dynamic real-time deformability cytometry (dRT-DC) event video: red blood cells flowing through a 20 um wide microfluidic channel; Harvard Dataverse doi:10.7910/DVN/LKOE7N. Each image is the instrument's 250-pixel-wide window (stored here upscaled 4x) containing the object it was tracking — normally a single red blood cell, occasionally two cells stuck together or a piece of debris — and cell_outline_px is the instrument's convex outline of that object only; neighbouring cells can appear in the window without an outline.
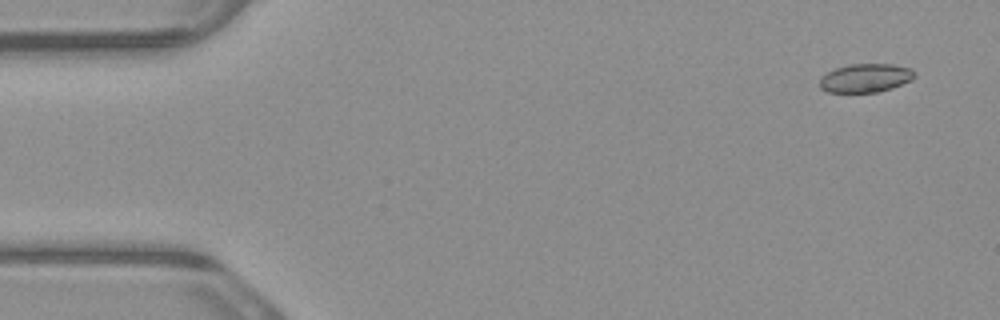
{"species": "common noctule bat (a hibernating species)", "species_latin": "Nyctalus noctula", "temperature_condition": "warm", "stored_images_in_passage": 4, "camera_frame_rate_fps": 3000, "um_per_image_px": 0.085, "animal": {"sex": "male", "body_mass_g": 23.1, "forearm_length_mm": 52.7}, "frame": {"image": 1, "passage_image": 1, "time_ms": 0.0, "image_size_px": [1000, 320], "cell_outline_px": [[916, 76], [912, 80], [892, 88], [876, 92], [828, 92], [820, 88], [820, 76], [836, 68], [848, 64], [892, 64], [912, 68], [916, 72]], "centroid_in_image_um": [73.6, 6.62], "position_along_channel_um": 11.4, "area_um2": 15.95}}
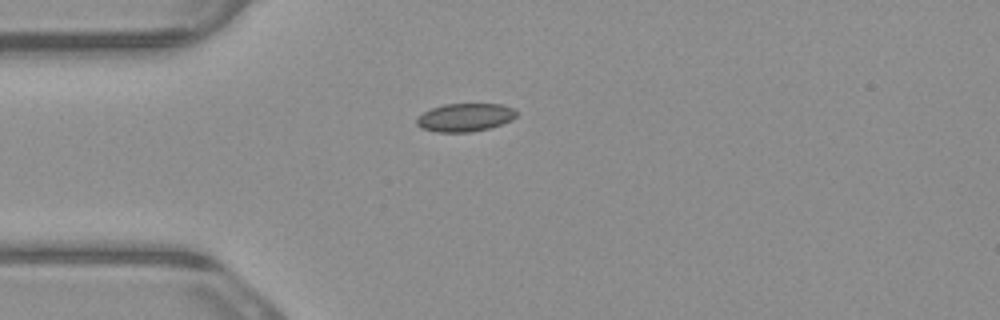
{"frame": {"image": 2, "passage_image": 4, "time_ms": 1.0, "image_size_px": [1000, 320], "cell_outline_px": [[516, 116], [512, 120], [488, 128], [472, 132], [436, 132], [420, 128], [416, 124], [416, 116], [432, 108], [444, 104], [500, 104], [512, 108], [516, 112]], "centroid_in_image_um": [39.48, 9.98], "position_along_channel_um": 45.5, "area_um2": 16.36}}